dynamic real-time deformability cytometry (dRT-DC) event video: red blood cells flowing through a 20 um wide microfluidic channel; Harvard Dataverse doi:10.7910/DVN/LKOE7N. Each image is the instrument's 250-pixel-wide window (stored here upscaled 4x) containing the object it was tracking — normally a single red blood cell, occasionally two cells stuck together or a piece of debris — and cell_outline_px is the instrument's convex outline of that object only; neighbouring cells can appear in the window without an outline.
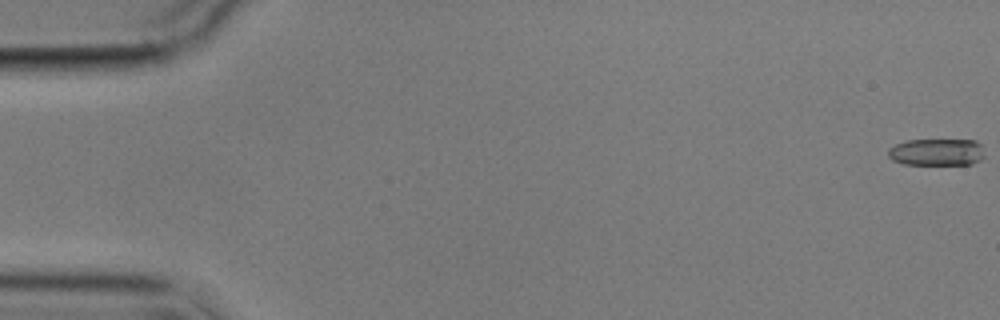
{"species": "common noctule bat (a hibernating species)", "species_latin": "Nyctalus noctula", "temperature_condition": "cold", "stored_images_in_passage": 5, "camera_frame_rate_fps": 3000, "um_per_image_px": 0.085, "animal": {"sex": "male", "body_mass_g": 17.9}, "frame": {"image": 1, "passage_image": 1, "time_ms": 0.0, "image_size_px": [1000, 320], "cell_outline_px": [[984, 156], [980, 160], [972, 164], [904, 164], [892, 160], [888, 156], [888, 148], [896, 144], [908, 140], [976, 140], [984, 144]], "centroid_in_image_um": [79.66, 12.92], "position_along_channel_um": 5.3, "area_um2": 15.37}}
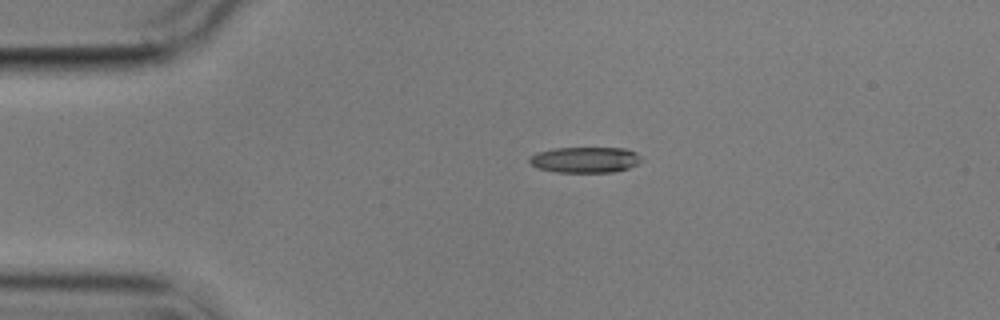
{"frame": {"image": 2, "passage_image": 4, "time_ms": 4.0, "image_size_px": [1000, 320], "cell_outline_px": [[640, 160], [636, 164], [628, 168], [612, 172], [556, 172], [536, 168], [528, 160], [536, 152], [556, 148], [624, 148], [636, 152], [640, 156]], "centroid_in_image_um": [49.71, 13.58], "position_along_channel_um": 35.3, "area_um2": 16.7}}